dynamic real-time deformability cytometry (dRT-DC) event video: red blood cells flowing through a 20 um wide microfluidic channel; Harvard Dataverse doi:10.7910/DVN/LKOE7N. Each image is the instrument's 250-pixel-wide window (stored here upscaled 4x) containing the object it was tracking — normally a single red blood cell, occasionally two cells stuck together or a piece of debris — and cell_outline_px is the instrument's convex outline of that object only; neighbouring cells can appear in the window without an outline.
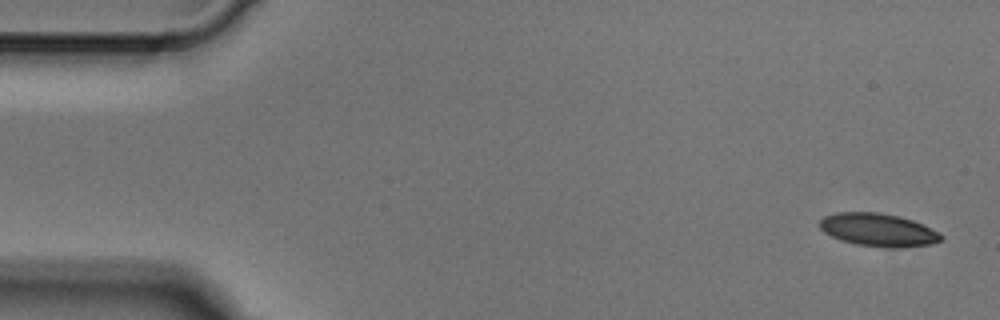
{"species": "Egyptian fruit bat (a non-hibernating species)", "species_latin": "Rousettus aegyptiacus", "temperature_condition": "cold", "stored_images_in_passage": 5, "camera_frame_rate_fps": 3000, "um_per_image_px": 0.085, "animal": {"sex": "male"}, "frame": {"image": 1, "passage_image": 1, "time_ms": 0.0, "image_size_px": [1000, 320], "cell_outline_px": [[944, 236], [940, 240], [932, 244], [904, 248], [892, 248], [856, 244], [840, 240], [824, 232], [820, 228], [820, 220], [824, 216], [836, 212], [880, 212], [900, 216], [924, 224], [940, 232]], "centroid_in_image_um": [74.68, 19.54], "position_along_channel_um": 10.3, "area_um2": 23.58}}